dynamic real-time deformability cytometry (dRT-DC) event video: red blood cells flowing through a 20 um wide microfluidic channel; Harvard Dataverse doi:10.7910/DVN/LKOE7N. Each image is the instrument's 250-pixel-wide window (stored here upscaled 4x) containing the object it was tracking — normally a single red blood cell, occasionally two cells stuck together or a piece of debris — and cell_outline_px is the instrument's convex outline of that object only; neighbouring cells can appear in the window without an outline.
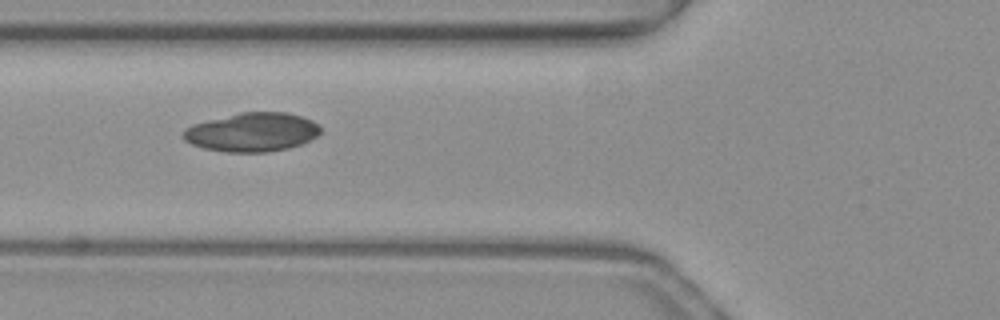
{"species": "common noctule bat (a hibernating species)", "species_latin": "Nyctalus noctula", "temperature_condition": "warm", "stored_images_in_passage": 33, "camera_frame_rate_fps": 3000, "um_per_image_px": 0.085, "animal": {"sex": "female", "body_mass_g": 19.3, "forearm_length_mm": 54.1}, "frame": {"image": 1, "passage_image": 4, "time_ms": 1.0, "image_size_px": [1000, 320], "cell_outline_px": [[320, 132], [316, 136], [300, 144], [288, 148], [268, 152], [224, 152], [204, 148], [192, 144], [184, 140], [184, 128], [192, 124], [240, 112], [284, 112], [300, 116], [312, 120], [320, 128]], "centroid_in_image_um": [21.4, 11.23], "position_along_channel_um": 104.4, "area_um2": 30.87}}
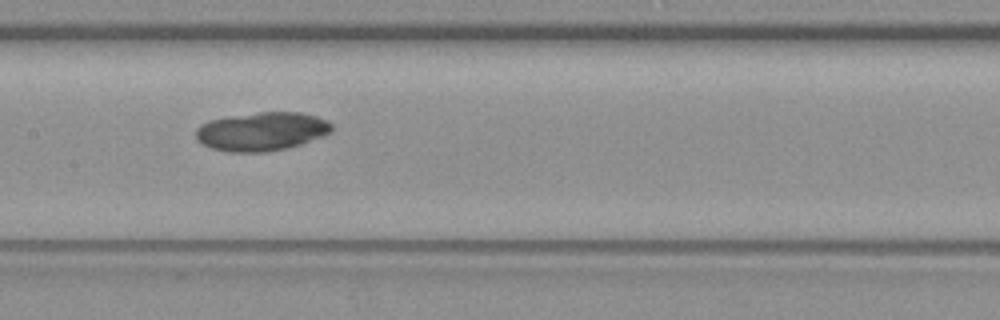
{"frame": {"image": 2, "passage_image": 10, "time_ms": 3.0, "image_size_px": [1000, 320], "cell_outline_px": [[332, 132], [300, 144], [284, 148], [264, 152], [228, 152], [212, 148], [200, 144], [196, 140], [196, 128], [200, 124], [208, 120], [228, 116], [260, 112], [300, 112], [316, 116], [332, 124]], "centroid_in_image_um": [22.18, 11.17], "position_along_channel_um": 185.2, "area_um2": 30.58}}
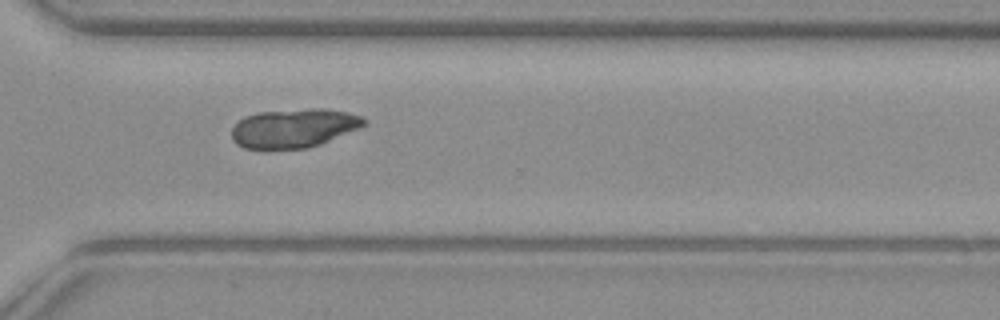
{"frame": {"image": 3, "passage_image": 22, "time_ms": 7.0, "image_size_px": [1000, 320], "cell_outline_px": [[368, 124], [360, 128], [320, 144], [308, 148], [264, 152], [244, 148], [236, 144], [232, 140], [232, 128], [244, 116], [256, 112], [308, 108], [324, 108], [348, 112], [360, 116], [368, 120]], "centroid_in_image_um": [24.95, 10.93], "position_along_channel_um": 345.7, "area_um2": 31.1}}